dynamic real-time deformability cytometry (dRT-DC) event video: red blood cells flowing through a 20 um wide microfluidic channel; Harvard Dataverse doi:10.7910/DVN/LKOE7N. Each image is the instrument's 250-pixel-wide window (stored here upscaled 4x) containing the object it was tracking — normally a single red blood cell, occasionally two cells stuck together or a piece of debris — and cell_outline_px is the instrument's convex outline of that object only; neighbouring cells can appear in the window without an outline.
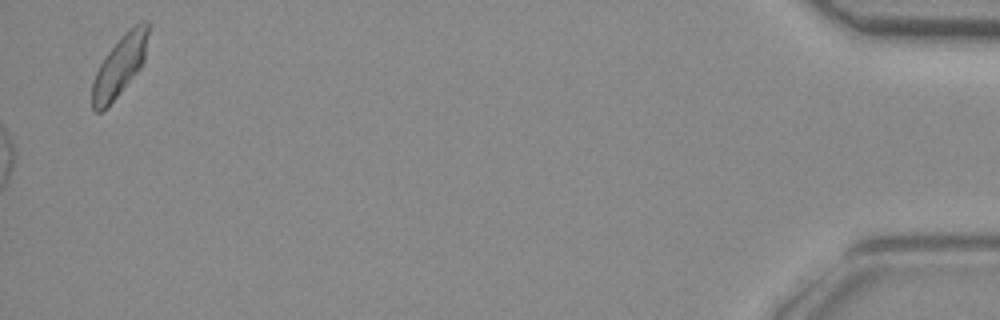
{"species": "common noctule bat (a hibernating species)", "species_latin": "Nyctalus noctula", "temperature_condition": "room temperature", "stored_images_in_passage": 44, "camera_frame_rate_fps": 3000, "um_per_image_px": 0.085, "animal": {"sex": "female", "body_mass_g": 29.2, "forearm_length_mm": 56.3}, "frame": {"image": 1, "passage_image": 44, "time_ms": 14.333, "image_size_px": [1000, 320], "cell_outline_px": [[148, 32], [144, 60], [140, 68], [120, 92], [100, 112], [96, 112], [92, 108], [92, 84], [96, 72], [100, 64], [108, 52], [124, 32], [128, 28], [140, 20], [144, 20], [148, 24]], "centroid_in_image_um": [10.18, 5.55], "position_along_channel_um": 425.0, "area_um2": 19.31}}